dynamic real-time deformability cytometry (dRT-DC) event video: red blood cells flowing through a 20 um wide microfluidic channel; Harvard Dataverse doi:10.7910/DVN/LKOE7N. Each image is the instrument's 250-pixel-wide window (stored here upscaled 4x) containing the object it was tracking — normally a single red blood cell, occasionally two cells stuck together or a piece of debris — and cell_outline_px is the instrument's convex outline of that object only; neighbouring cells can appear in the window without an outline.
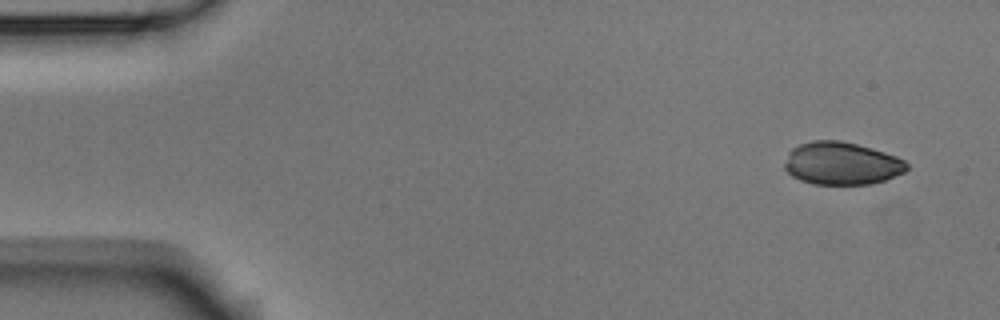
{"species": "Egyptian fruit bat (a non-hibernating species)", "species_latin": "Rousettus aegyptiacus", "temperature_condition": "room temperature", "stored_images_in_passage": 5, "camera_frame_rate_fps": 3000, "um_per_image_px": 0.085, "animal": {"sex": "male"}, "frame": {"image": 1, "passage_image": 1, "time_ms": 0.0, "image_size_px": [1000, 320], "cell_outline_px": [[908, 168], [904, 172], [884, 180], [872, 184], [812, 184], [800, 180], [792, 176], [784, 168], [784, 164], [788, 152], [792, 148], [800, 144], [812, 140], [840, 140], [872, 148], [896, 156], [904, 160], [908, 164]], "centroid_in_image_um": [71.52, 13.89], "position_along_channel_um": 13.5, "area_um2": 30.46}}
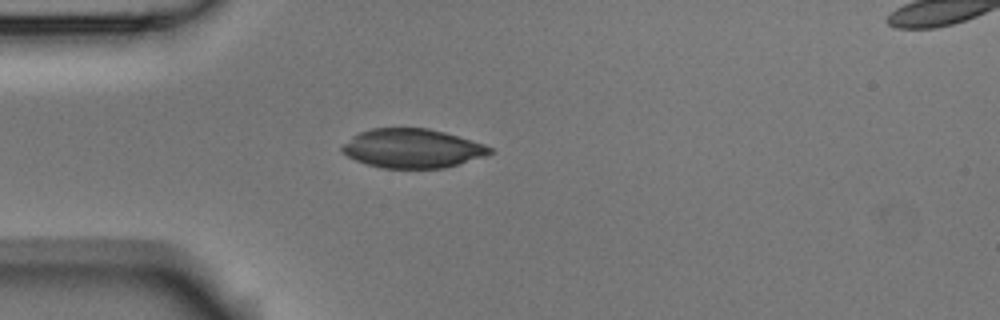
{"frame": {"image": 2, "passage_image": 4, "time_ms": 1.0, "image_size_px": [1000, 320], "cell_outline_px": [[492, 152], [484, 156], [444, 168], [380, 168], [356, 160], [348, 156], [340, 148], [352, 136], [360, 132], [372, 128], [428, 128], [444, 132], [484, 144], [492, 148]], "centroid_in_image_um": [35.03, 12.61], "position_along_channel_um": 50.0, "area_um2": 33.29}}